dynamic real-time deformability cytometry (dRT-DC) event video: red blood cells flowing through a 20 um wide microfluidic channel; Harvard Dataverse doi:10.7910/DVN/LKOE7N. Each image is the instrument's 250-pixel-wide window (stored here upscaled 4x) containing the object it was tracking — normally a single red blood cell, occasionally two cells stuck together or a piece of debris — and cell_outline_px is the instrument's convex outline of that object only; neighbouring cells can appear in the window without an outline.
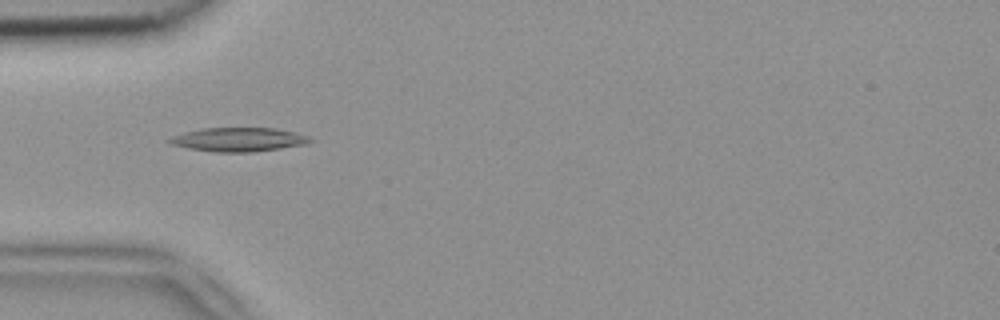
{"species": "common noctule bat (a hibernating species)", "species_latin": "Nyctalus noctula", "temperature_condition": "room temperature", "stored_images_in_passage": 45, "camera_frame_rate_fps": 3000, "um_per_image_px": 0.085, "animal": {"sex": "female", "body_mass_g": 18.4}, "frame": {"image": 1, "passage_image": 9, "time_ms": 2.667, "image_size_px": [1000, 320], "cell_outline_px": [[316, 140], [308, 144], [252, 152], [216, 152], [188, 148], [168, 144], [164, 140], [172, 136], [184, 132], [200, 128], [276, 128], [296, 132], [308, 136]], "centroid_in_image_um": [20.27, 11.86], "position_along_channel_um": 64.7, "area_um2": 19.88}}
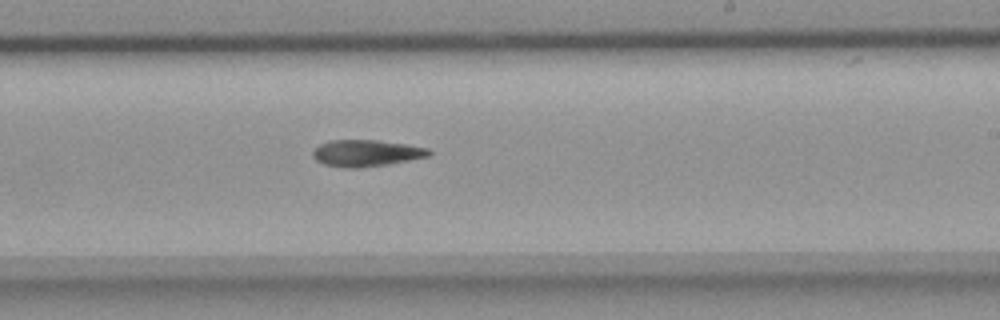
{"frame": {"image": 2, "passage_image": 24, "time_ms": 7.667, "image_size_px": [1000, 320], "cell_outline_px": [[432, 152], [428, 156], [388, 164], [360, 168], [344, 168], [324, 164], [316, 160], [312, 156], [312, 152], [320, 144], [328, 140], [380, 140], [428, 148]], "centroid_in_image_um": [31.1, 13.01], "position_along_channel_um": 257.9, "area_um2": 17.98}}
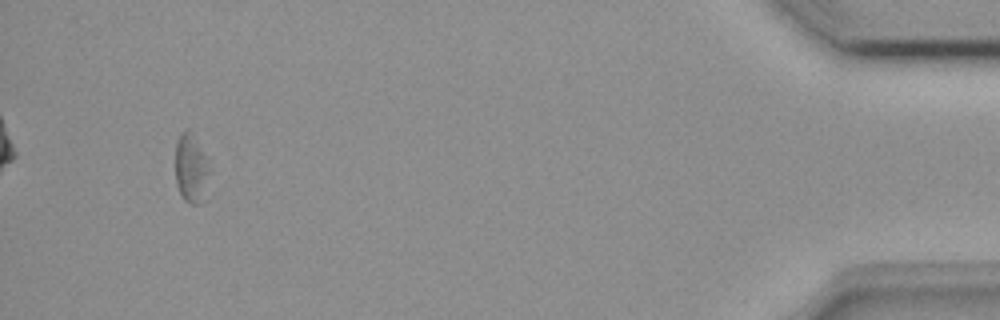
{"frame": {"image": 3, "passage_image": 42, "time_ms": 13.667, "image_size_px": [1000, 320], "cell_outline_px": [[208, 172], [200, 204], [192, 204], [184, 200], [176, 184], [176, 144], [180, 136], [188, 128], [204, 156], [208, 168]], "centroid_in_image_um": [16.18, 14.34], "position_along_channel_um": 419.0, "area_um2": 12.66}}